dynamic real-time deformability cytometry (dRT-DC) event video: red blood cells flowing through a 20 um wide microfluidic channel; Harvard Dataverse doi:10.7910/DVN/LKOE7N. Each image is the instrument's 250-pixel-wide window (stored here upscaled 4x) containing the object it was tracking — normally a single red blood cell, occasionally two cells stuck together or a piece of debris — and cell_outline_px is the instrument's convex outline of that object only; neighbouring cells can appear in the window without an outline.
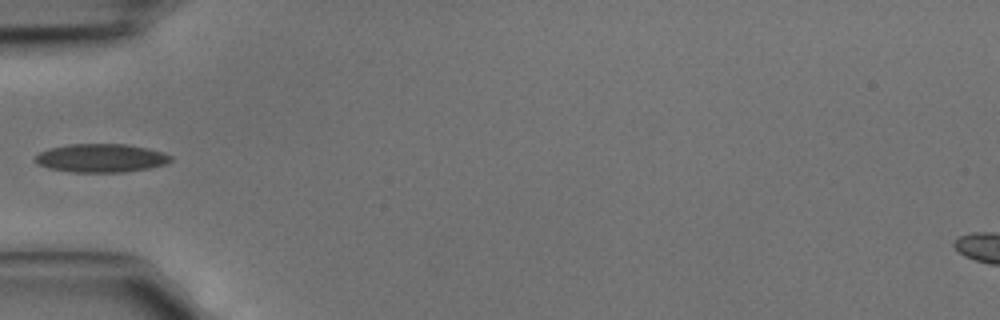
{"species": "common noctule bat (a hibernating species)", "species_latin": "Nyctalus noctula", "temperature_condition": "cold", "stored_images_in_passage": 4, "camera_frame_rate_fps": 3000, "um_per_image_px": 0.085, "animal": {"sex": "male", "body_mass_g": 15.6}, "frame": {"image": 1, "passage_image": 4, "time_ms": 1.0, "image_size_px": [1000, 320], "cell_outline_px": [[172, 160], [164, 164], [148, 168], [124, 172], [72, 172], [48, 168], [40, 164], [36, 160], [36, 156], [40, 152], [48, 148], [68, 144], [128, 144], [148, 148], [164, 152], [172, 156]], "centroid_in_image_um": [8.61, 13.42], "position_along_channel_um": 76.4, "area_um2": 22.43}}